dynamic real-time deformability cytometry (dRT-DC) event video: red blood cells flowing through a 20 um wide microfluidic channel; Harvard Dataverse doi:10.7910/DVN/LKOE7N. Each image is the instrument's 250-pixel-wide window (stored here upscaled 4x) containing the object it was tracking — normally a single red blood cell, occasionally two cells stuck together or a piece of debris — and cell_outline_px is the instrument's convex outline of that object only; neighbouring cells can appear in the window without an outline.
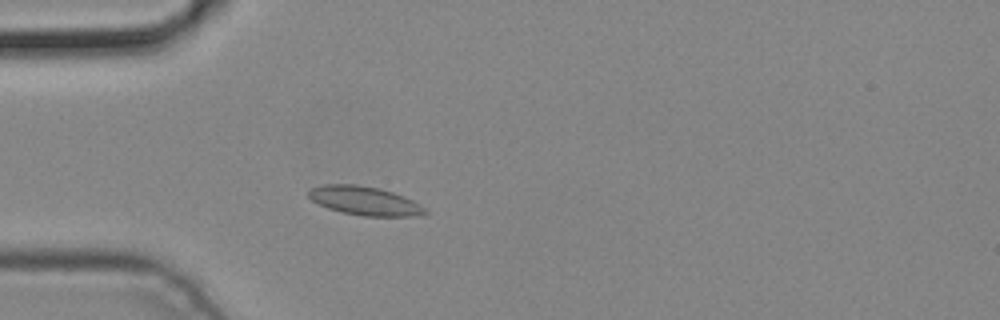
{"species": "common noctule bat (a hibernating species)", "species_latin": "Nyctalus noctula", "temperature_condition": "cold", "stored_images_in_passage": 4, "camera_frame_rate_fps": 3000, "um_per_image_px": 0.085, "animal": {"sex": "male", "body_mass_g": 19.2, "forearm_length_mm": 51.8}, "frame": {"image": 1, "passage_image": 4, "time_ms": 1.0, "image_size_px": [1000, 320], "cell_outline_px": [[428, 212], [424, 216], [360, 216], [328, 208], [312, 200], [308, 196], [308, 188], [324, 184], [356, 184], [380, 188], [404, 196], [412, 200], [424, 208]], "centroid_in_image_um": [30.99, 17.06], "position_along_channel_um": 54.0, "area_um2": 19.59}}